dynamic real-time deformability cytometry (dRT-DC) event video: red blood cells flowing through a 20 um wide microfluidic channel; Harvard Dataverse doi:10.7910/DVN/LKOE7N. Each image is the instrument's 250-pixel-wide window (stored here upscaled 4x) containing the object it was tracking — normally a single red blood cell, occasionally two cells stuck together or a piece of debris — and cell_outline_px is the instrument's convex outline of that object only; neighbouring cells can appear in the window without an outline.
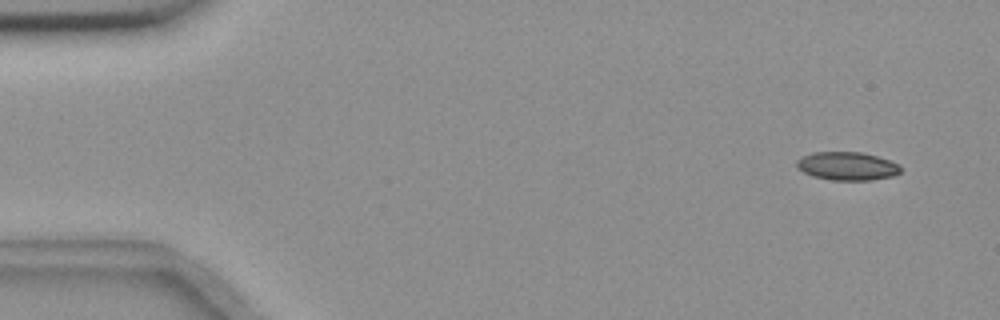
{"species": "common noctule bat (a hibernating species)", "species_latin": "Nyctalus noctula", "temperature_condition": "room temperature", "stored_images_in_passage": 15, "camera_frame_rate_fps": 3000, "um_per_image_px": 0.085, "animal": {"sex": "female", "body_mass_g": 18.4}, "frame": {"image": 1, "passage_image": 2, "time_ms": 0.333, "image_size_px": [1000, 320], "cell_outline_px": [[900, 172], [892, 176], [872, 180], [832, 180], [812, 176], [796, 168], [796, 160], [800, 156], [812, 152], [864, 152], [900, 164]], "centroid_in_image_um": [71.97, 14.11], "position_along_channel_um": 13.0, "area_um2": 17.28}}
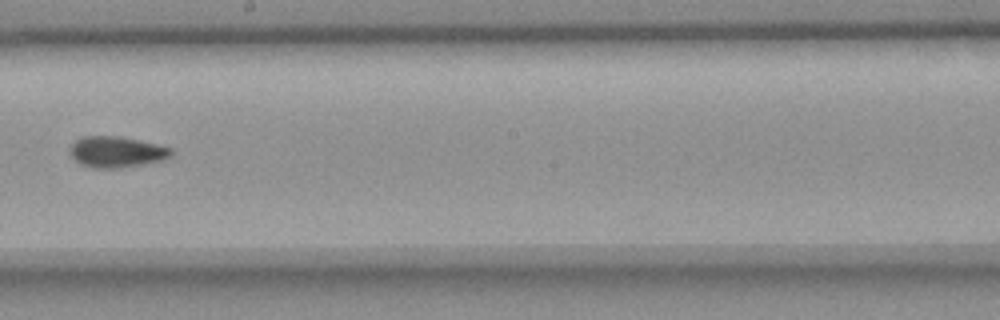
{"frame": {"image": 2, "passage_image": 9, "time_ms": 2.667, "image_size_px": [1000, 320], "cell_outline_px": [[172, 156], [164, 160], [144, 164], [120, 168], [92, 168], [80, 164], [68, 152], [68, 148], [76, 140], [84, 136], [116, 136], [140, 140], [172, 148]], "centroid_in_image_um": [9.9, 12.92], "position_along_channel_um": 238.3, "area_um2": 18.44}}
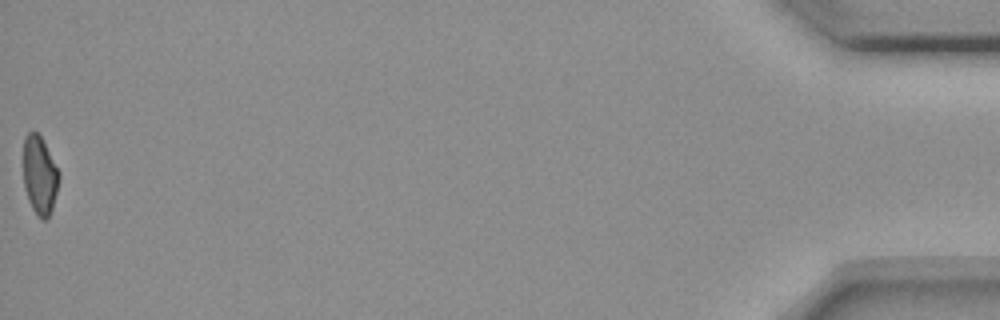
{"frame": {"image": 3, "passage_image": 15, "time_ms": 4.667, "image_size_px": [1000, 320], "cell_outline_px": [[60, 180], [52, 208], [48, 216], [44, 220], [40, 220], [36, 216], [28, 200], [24, 188], [24, 136], [28, 132], [36, 132], [40, 136], [60, 172]], "centroid_in_image_um": [3.38, 14.93], "position_along_channel_um": 431.8, "area_um2": 16.3}}